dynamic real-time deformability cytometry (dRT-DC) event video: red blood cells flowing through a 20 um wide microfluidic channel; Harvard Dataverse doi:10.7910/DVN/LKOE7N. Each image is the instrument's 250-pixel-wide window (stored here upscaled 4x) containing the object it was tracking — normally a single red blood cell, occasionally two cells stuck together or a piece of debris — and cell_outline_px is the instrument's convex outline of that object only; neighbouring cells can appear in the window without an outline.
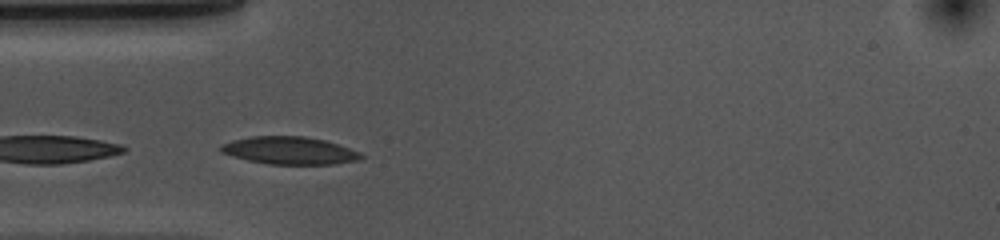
{"species": "common noctule bat (a hibernating species)", "species_latin": "Nyctalus noctula", "temperature_condition": "cold", "stored_images_in_passage": 21, "camera_frame_rate_fps": 3000, "um_per_image_px": 0.085, "animal": {"sex": "female", "body_mass_g": 10.0, "forearm_length_mm": 53.1}, "frame": {"image": 1, "passage_image": 1, "time_ms": 0.0, "image_size_px": [1000, 240], "cell_outline_px": [[364, 156], [360, 160], [332, 164], [268, 164], [248, 160], [232, 156], [220, 152], [220, 144], [232, 140], [252, 136], [304, 136], [324, 140], [360, 152]], "centroid_in_image_um": [24.58, 12.79], "position_along_channel_um": 60.4, "area_um2": 22.48}}
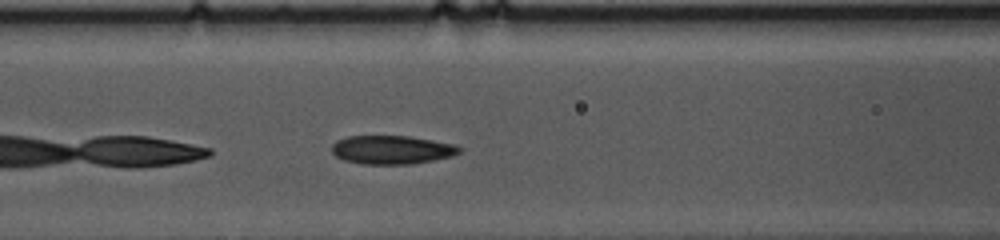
{"frame": {"image": 2, "passage_image": 7, "time_ms": 2.0, "image_size_px": [1000, 240], "cell_outline_px": [[464, 148], [460, 152], [452, 156], [412, 164], [360, 164], [344, 160], [336, 156], [332, 152], [332, 144], [336, 140], [348, 136], [408, 136], [456, 144]], "centroid_in_image_um": [33.31, 12.73], "position_along_channel_um": 133.3, "area_um2": 21.39}}
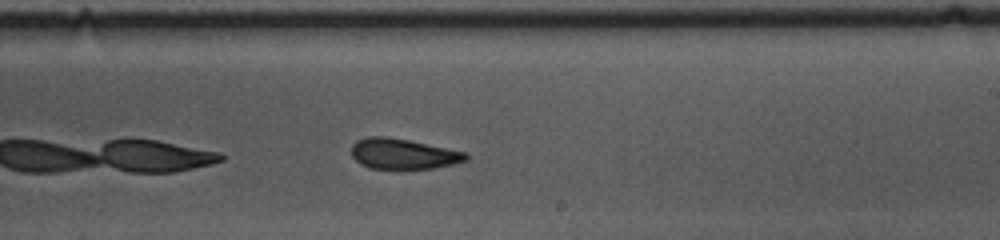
{"frame": {"image": 3, "passage_image": 17, "time_ms": 5.333, "image_size_px": [1000, 240], "cell_outline_px": [[468, 160], [452, 164], [432, 168], [372, 168], [360, 164], [352, 156], [352, 144], [356, 140], [368, 136], [384, 136], [408, 140], [468, 152]], "centroid_in_image_um": [34.27, 13.06], "position_along_channel_um": 254.7, "area_um2": 20.17}}